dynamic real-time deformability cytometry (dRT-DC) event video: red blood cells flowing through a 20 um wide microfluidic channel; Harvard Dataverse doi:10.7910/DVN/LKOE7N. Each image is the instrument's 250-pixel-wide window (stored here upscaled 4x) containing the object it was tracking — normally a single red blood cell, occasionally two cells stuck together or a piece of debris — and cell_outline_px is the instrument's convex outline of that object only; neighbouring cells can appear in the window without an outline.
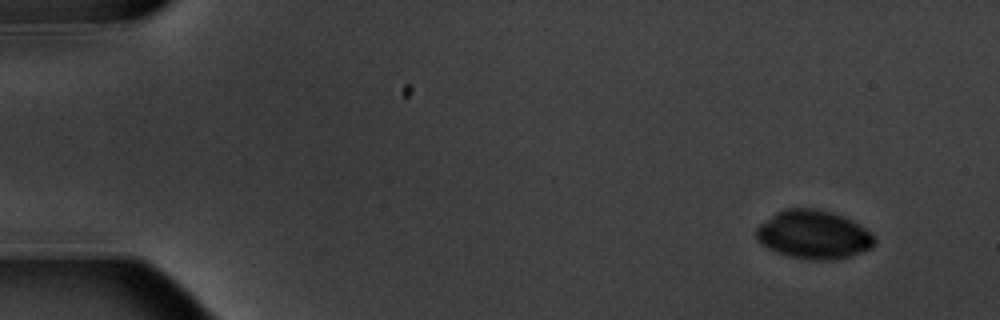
{"species": "common noctule bat (a hibernating species)", "species_latin": "Nyctalus noctula", "temperature_condition": "warm", "stored_images_in_passage": 9, "camera_frame_rate_fps": 3000, "um_per_image_px": 0.085, "animal": {"sex": "male", "body_mass_g": 20.1, "forearm_length_mm": 53.5}, "frame": {"image": 1, "passage_image": 2, "time_ms": 1.0, "image_size_px": [1000, 320], "cell_outline_px": [[876, 244], [872, 248], [848, 256], [832, 260], [812, 260], [788, 256], [776, 252], [760, 244], [756, 240], [756, 228], [760, 224], [776, 212], [788, 208], [816, 208], [832, 212], [844, 216], [860, 224], [876, 240]], "centroid_in_image_um": [69.13, 19.94], "position_along_channel_um": 15.9, "area_um2": 33.52}}